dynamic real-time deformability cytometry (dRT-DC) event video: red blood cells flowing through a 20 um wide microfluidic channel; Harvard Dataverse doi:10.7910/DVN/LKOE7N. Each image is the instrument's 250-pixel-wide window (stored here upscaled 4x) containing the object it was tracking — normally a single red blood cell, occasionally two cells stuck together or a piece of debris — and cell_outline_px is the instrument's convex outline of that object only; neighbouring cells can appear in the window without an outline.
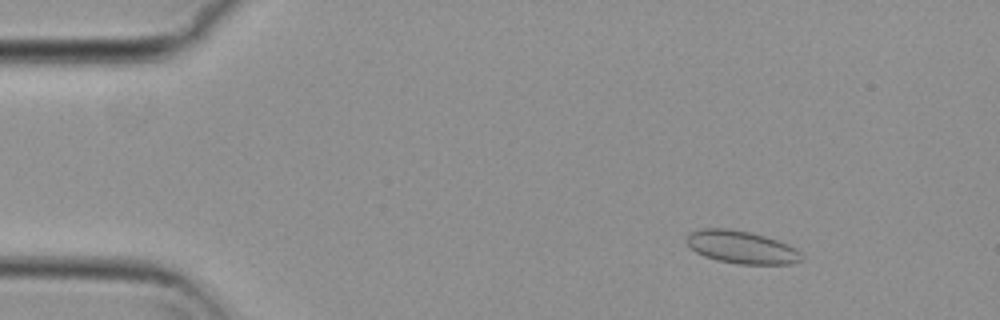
{"species": "common noctule bat (a hibernating species)", "species_latin": "Nyctalus noctula", "temperature_condition": "cold", "stored_images_in_passage": 56, "camera_frame_rate_fps": 3000, "um_per_image_px": 0.085, "animal": {"sex": "female", "body_mass_g": 29.2, "forearm_length_mm": 56.3}, "frame": {"image": 1, "passage_image": 8, "time_ms": 2.333, "image_size_px": [1000, 320], "cell_outline_px": [[804, 260], [792, 264], [740, 264], [716, 260], [704, 256], [696, 252], [684, 240], [688, 232], [700, 228], [728, 228], [748, 232], [764, 236], [788, 244], [796, 248], [804, 256]], "centroid_in_image_um": [63.02, 21.01], "position_along_channel_um": 22.0, "area_um2": 22.14}}
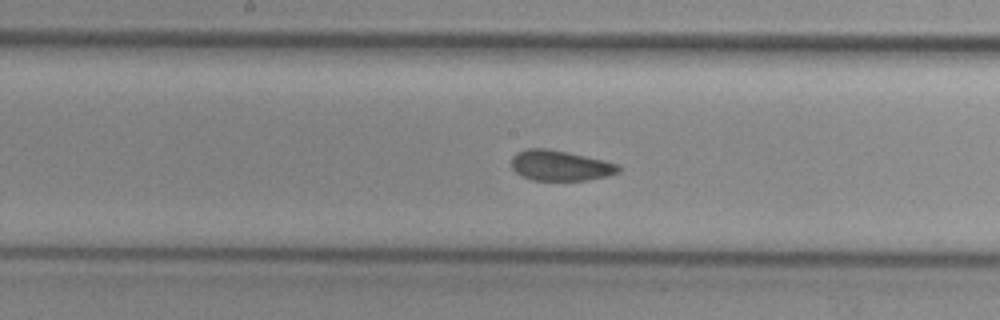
{"frame": {"image": 2, "passage_image": 29, "time_ms": 9.333, "image_size_px": [1000, 320], "cell_outline_px": [[620, 172], [588, 180], [532, 180], [516, 172], [512, 168], [512, 156], [516, 152], [528, 148], [548, 148], [568, 152], [604, 160], [620, 164]], "centroid_in_image_um": [47.62, 14.06], "position_along_channel_um": 200.6, "area_um2": 18.96}}
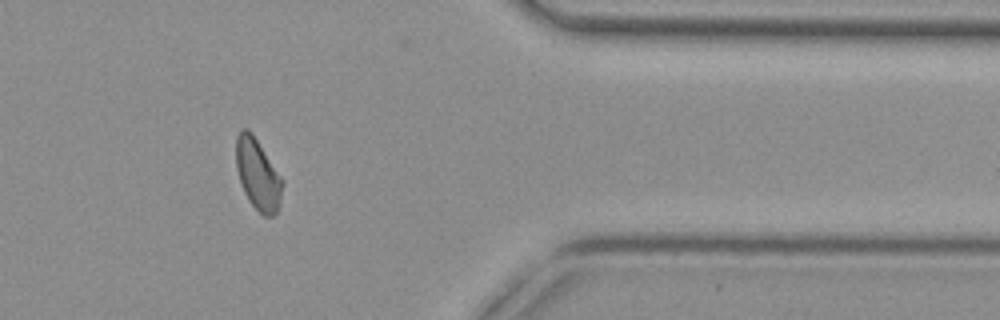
{"frame": {"image": 3, "passage_image": 46, "time_ms": 15.0, "image_size_px": [1000, 320], "cell_outline_px": [[284, 184], [280, 204], [276, 212], [272, 216], [264, 216], [248, 200], [244, 192], [236, 168], [236, 136], [240, 128], [248, 128], [252, 132], [284, 180]], "centroid_in_image_um": [21.92, 14.79], "position_along_channel_um": 389.5, "area_um2": 19.36}, "authors_computed_cell_mechanics": {"area_um2": 19.6809, "velocity_mm_per_s": 3.7276, "shape_relaxation_time_tau1_ms": null, "shape_relaxation_time_tau2_ms": 2.1305, "deformation_change_tau1": null, "deformation_change_tau2": 0.0671}}